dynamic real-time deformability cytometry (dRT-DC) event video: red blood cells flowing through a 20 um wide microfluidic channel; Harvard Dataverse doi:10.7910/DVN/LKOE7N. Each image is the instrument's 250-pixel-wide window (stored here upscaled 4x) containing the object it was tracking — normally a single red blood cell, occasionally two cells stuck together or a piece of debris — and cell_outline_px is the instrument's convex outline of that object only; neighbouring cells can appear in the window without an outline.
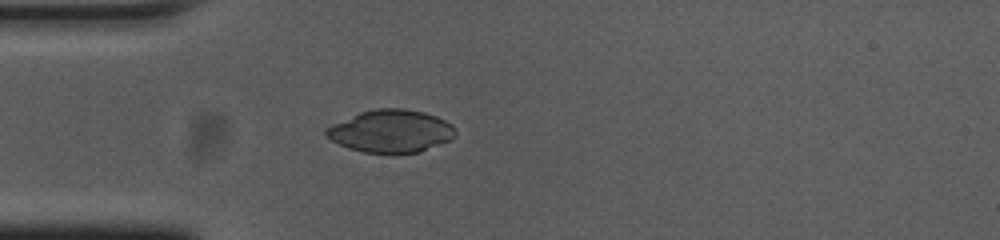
{"species": "common noctule bat (a hibernating species)", "species_latin": "Nyctalus noctula", "temperature_condition": "cold", "stored_images_in_passage": 40, "camera_frame_rate_fps": 3000, "um_per_image_px": 0.085, "animal": {"sex": "female", "body_mass_g": 23.0, "forearm_length_mm": 53.4}, "frame": {"image": 1, "passage_image": 1, "time_ms": 0.0, "image_size_px": [1000, 240], "cell_outline_px": [[456, 136], [452, 140], [420, 152], [396, 156], [392, 156], [364, 152], [348, 148], [332, 140], [324, 132], [324, 128], [332, 124], [360, 112], [376, 108], [404, 108], [424, 112], [436, 116], [452, 124], [456, 128]], "centroid_in_image_um": [33.27, 11.18], "position_along_channel_um": 51.7, "area_um2": 32.95}}
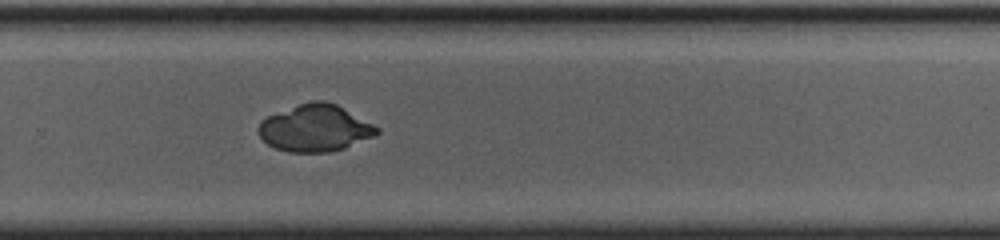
{"frame": {"image": 2, "passage_image": 22, "time_ms": 7.0, "image_size_px": [1000, 240], "cell_outline_px": [[380, 132], [376, 136], [344, 148], [328, 152], [288, 152], [276, 148], [268, 144], [260, 136], [260, 120], [268, 116], [300, 104], [312, 100], [324, 100], [336, 104], [380, 128]], "centroid_in_image_um": [26.82, 10.89], "position_along_channel_um": 303.0, "area_um2": 32.02}}
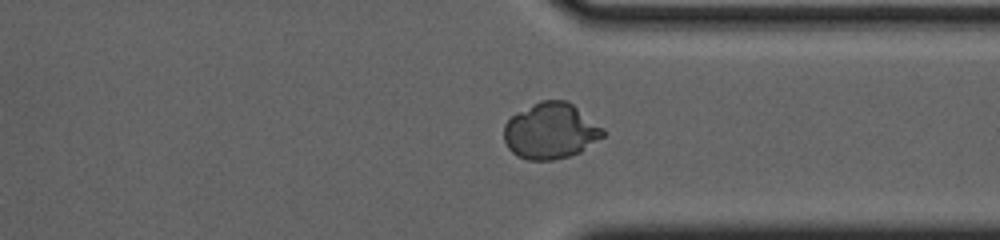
{"frame": {"image": 3, "passage_image": 27, "time_ms": 8.667, "image_size_px": [1000, 240], "cell_outline_px": [[604, 136], [580, 152], [568, 156], [552, 160], [528, 160], [516, 156], [508, 148], [504, 140], [504, 124], [516, 112], [540, 100], [568, 100], [604, 128]], "centroid_in_image_um": [46.79, 11.12], "position_along_channel_um": 364.6, "area_um2": 32.48}}